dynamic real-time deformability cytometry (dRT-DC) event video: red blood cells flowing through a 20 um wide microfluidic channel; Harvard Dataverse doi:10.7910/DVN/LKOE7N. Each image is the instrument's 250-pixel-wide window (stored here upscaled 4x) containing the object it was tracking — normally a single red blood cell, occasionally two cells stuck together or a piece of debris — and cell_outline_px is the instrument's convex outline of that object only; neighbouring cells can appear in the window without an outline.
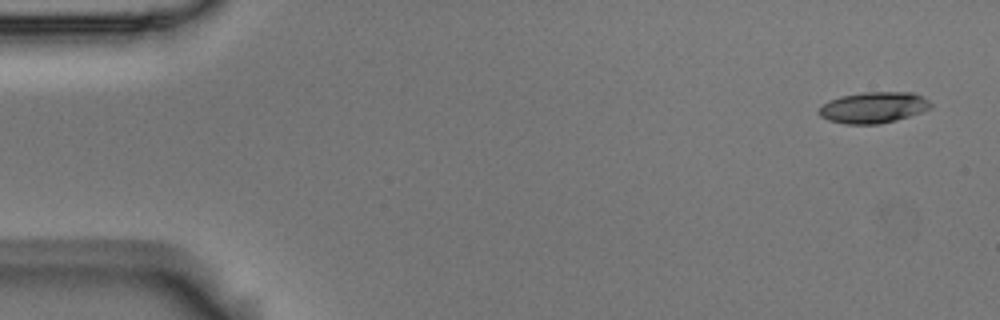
{"species": "Egyptian fruit bat (a non-hibernating species)", "species_latin": "Rousettus aegyptiacus", "temperature_condition": "room temperature", "stored_images_in_passage": 4, "camera_frame_rate_fps": 3000, "um_per_image_px": 0.085, "animal": {"sex": "male"}, "frame": {"image": 1, "passage_image": 1, "time_ms": 0.0, "image_size_px": [1000, 320], "cell_outline_px": [[932, 108], [896, 120], [880, 124], [844, 124], [828, 120], [820, 116], [816, 112], [828, 100], [840, 96], [864, 92], [912, 92], [924, 96], [932, 104]], "centroid_in_image_um": [74.24, 9.13], "position_along_channel_um": 10.8, "area_um2": 20.4}}
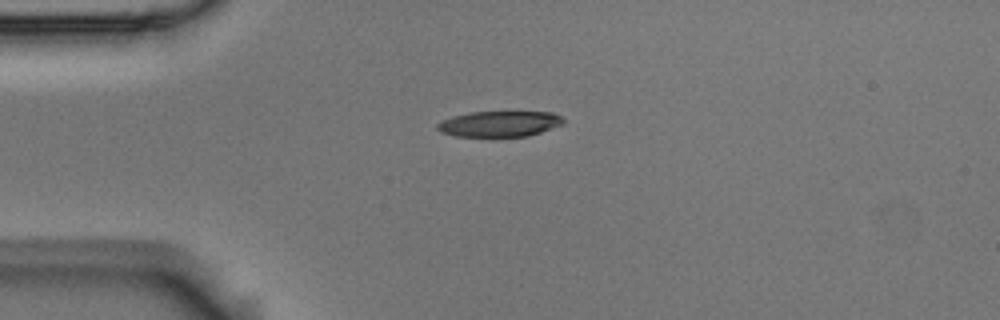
{"frame": {"image": 2, "passage_image": 4, "time_ms": 1.0, "image_size_px": [1000, 320], "cell_outline_px": [[564, 124], [528, 136], [456, 136], [440, 132], [436, 128], [436, 124], [452, 116], [468, 112], [552, 112], [560, 116], [564, 120]], "centroid_in_image_um": [42.44, 10.52], "position_along_channel_um": 42.6, "area_um2": 18.79}}